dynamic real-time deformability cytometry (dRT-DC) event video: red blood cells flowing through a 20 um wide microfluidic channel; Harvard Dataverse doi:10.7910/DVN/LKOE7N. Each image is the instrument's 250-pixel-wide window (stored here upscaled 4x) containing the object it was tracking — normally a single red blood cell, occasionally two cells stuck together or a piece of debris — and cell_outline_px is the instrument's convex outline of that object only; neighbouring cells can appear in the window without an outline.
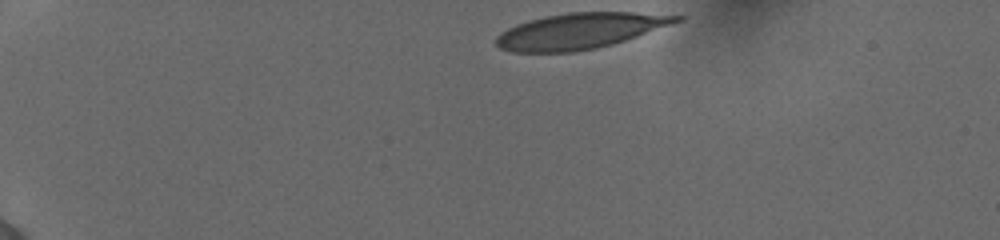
{"species": "human", "species_latin": "Homo sapiens", "temperature_condition": "cold", "stored_images_in_passage": 38, "camera_frame_rate_fps": 3000, "um_per_image_px": 0.085, "donor": {"sex": "female"}, "frame": {"image": 1, "passage_image": 1, "time_ms": 0.0, "image_size_px": [1000, 240], "cell_outline_px": [[684, 20], [612, 44], [596, 48], [572, 52], [512, 52], [500, 48], [496, 44], [496, 36], [500, 32], [516, 24], [528, 20], [544, 16], [568, 12], [632, 12], [684, 16]], "centroid_in_image_um": [49.26, 2.62], "position_along_channel_um": 35.7, "area_um2": 37.4}}
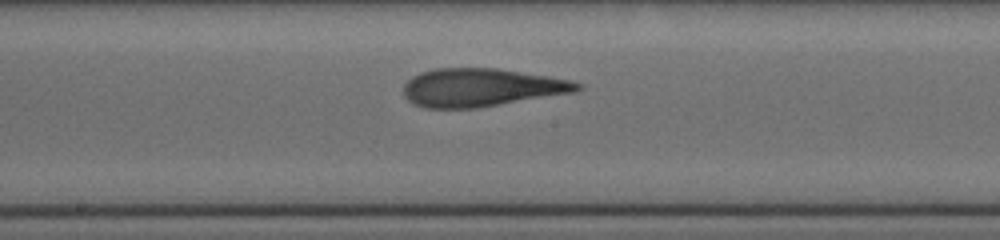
{"frame": {"image": 2, "passage_image": 21, "time_ms": 6.667, "image_size_px": [1000, 240], "cell_outline_px": [[584, 88], [576, 92], [476, 108], [424, 108], [412, 104], [404, 96], [404, 84], [412, 76], [420, 72], [436, 68], [496, 68], [548, 76], [572, 80], [584, 84]], "centroid_in_image_um": [40.92, 7.44], "position_along_channel_um": 207.3, "area_um2": 38.84}}
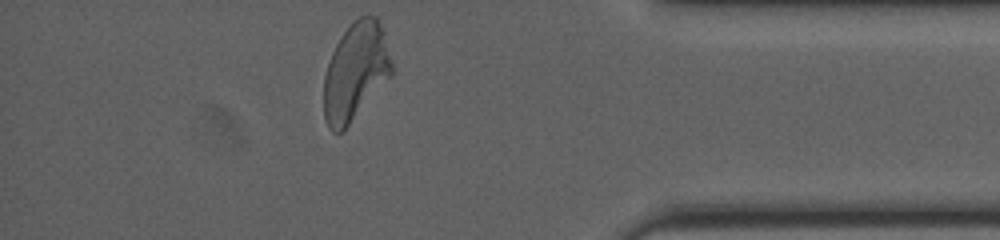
{"frame": {"image": 3, "passage_image": 38, "time_ms": 12.333, "image_size_px": [1000, 240], "cell_outline_px": [[392, 76], [348, 124], [340, 132], [332, 132], [328, 128], [324, 120], [324, 76], [332, 52], [340, 36], [360, 16], [368, 12], [376, 16], [380, 24], [392, 64]], "centroid_in_image_um": [30.21, 6.08], "position_along_channel_um": 405.0, "area_um2": 38.15}, "authors_computed_cell_mechanics": {"area_um2": 38.2925, "velocity_mm_per_s": 3.8826, "shape_relaxation_time_tau1_ms": null, "shape_relaxation_time_tau2_ms": 1.5054, "deformation_change_tau1": null, "deformation_change_tau2": 0.1066}}